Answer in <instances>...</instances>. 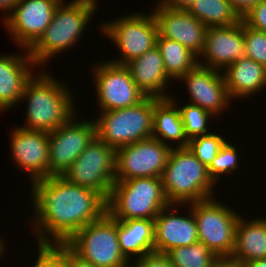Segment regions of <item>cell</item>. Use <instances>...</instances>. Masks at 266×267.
I'll use <instances>...</instances> for the list:
<instances>
[{
  "instance_id": "obj_1",
  "label": "cell",
  "mask_w": 266,
  "mask_h": 267,
  "mask_svg": "<svg viewBox=\"0 0 266 267\" xmlns=\"http://www.w3.org/2000/svg\"><path fill=\"white\" fill-rule=\"evenodd\" d=\"M31 184V232L37 244H65L78 230L107 212L98 192L51 176Z\"/></svg>"
},
{
  "instance_id": "obj_2",
  "label": "cell",
  "mask_w": 266,
  "mask_h": 267,
  "mask_svg": "<svg viewBox=\"0 0 266 267\" xmlns=\"http://www.w3.org/2000/svg\"><path fill=\"white\" fill-rule=\"evenodd\" d=\"M38 71L27 81L20 98L19 104L27 101V106L26 122L19 127L52 132L74 116L78 106L69 85L44 68Z\"/></svg>"
},
{
  "instance_id": "obj_3",
  "label": "cell",
  "mask_w": 266,
  "mask_h": 267,
  "mask_svg": "<svg viewBox=\"0 0 266 267\" xmlns=\"http://www.w3.org/2000/svg\"><path fill=\"white\" fill-rule=\"evenodd\" d=\"M99 0H71L60 3L53 15L52 21L39 40L28 50L31 59L38 67L50 63L66 50L76 46L84 35L86 28L99 5ZM67 3V4H66ZM76 44V45H75Z\"/></svg>"
},
{
  "instance_id": "obj_4",
  "label": "cell",
  "mask_w": 266,
  "mask_h": 267,
  "mask_svg": "<svg viewBox=\"0 0 266 267\" xmlns=\"http://www.w3.org/2000/svg\"><path fill=\"white\" fill-rule=\"evenodd\" d=\"M170 204L188 205L214 197L217 186L188 147L172 148L162 175Z\"/></svg>"
},
{
  "instance_id": "obj_5",
  "label": "cell",
  "mask_w": 266,
  "mask_h": 267,
  "mask_svg": "<svg viewBox=\"0 0 266 267\" xmlns=\"http://www.w3.org/2000/svg\"><path fill=\"white\" fill-rule=\"evenodd\" d=\"M162 178L116 180L107 199V212L116 220L150 219L169 206Z\"/></svg>"
},
{
  "instance_id": "obj_6",
  "label": "cell",
  "mask_w": 266,
  "mask_h": 267,
  "mask_svg": "<svg viewBox=\"0 0 266 267\" xmlns=\"http://www.w3.org/2000/svg\"><path fill=\"white\" fill-rule=\"evenodd\" d=\"M155 97L146 96L140 103L126 108L102 111L94 118L96 137L110 147L134 144L153 135Z\"/></svg>"
},
{
  "instance_id": "obj_7",
  "label": "cell",
  "mask_w": 266,
  "mask_h": 267,
  "mask_svg": "<svg viewBox=\"0 0 266 267\" xmlns=\"http://www.w3.org/2000/svg\"><path fill=\"white\" fill-rule=\"evenodd\" d=\"M65 245L95 267H131L120 249L117 220L108 212L78 230Z\"/></svg>"
},
{
  "instance_id": "obj_8",
  "label": "cell",
  "mask_w": 266,
  "mask_h": 267,
  "mask_svg": "<svg viewBox=\"0 0 266 267\" xmlns=\"http://www.w3.org/2000/svg\"><path fill=\"white\" fill-rule=\"evenodd\" d=\"M100 34L110 39L118 49V58L109 62L126 65L156 46L158 26L153 13L130 12L100 24Z\"/></svg>"
},
{
  "instance_id": "obj_9",
  "label": "cell",
  "mask_w": 266,
  "mask_h": 267,
  "mask_svg": "<svg viewBox=\"0 0 266 267\" xmlns=\"http://www.w3.org/2000/svg\"><path fill=\"white\" fill-rule=\"evenodd\" d=\"M199 241L218 258H230L235 246L236 226L240 214L216 197L191 203Z\"/></svg>"
},
{
  "instance_id": "obj_10",
  "label": "cell",
  "mask_w": 266,
  "mask_h": 267,
  "mask_svg": "<svg viewBox=\"0 0 266 267\" xmlns=\"http://www.w3.org/2000/svg\"><path fill=\"white\" fill-rule=\"evenodd\" d=\"M115 175L116 150L95 137L62 177L100 193L107 200L116 182Z\"/></svg>"
},
{
  "instance_id": "obj_11",
  "label": "cell",
  "mask_w": 266,
  "mask_h": 267,
  "mask_svg": "<svg viewBox=\"0 0 266 267\" xmlns=\"http://www.w3.org/2000/svg\"><path fill=\"white\" fill-rule=\"evenodd\" d=\"M92 65V81L100 112L133 106L146 97L125 65H117L105 59Z\"/></svg>"
},
{
  "instance_id": "obj_12",
  "label": "cell",
  "mask_w": 266,
  "mask_h": 267,
  "mask_svg": "<svg viewBox=\"0 0 266 267\" xmlns=\"http://www.w3.org/2000/svg\"><path fill=\"white\" fill-rule=\"evenodd\" d=\"M78 114L56 130L48 132L49 177L62 176L96 137L94 120H77L80 118Z\"/></svg>"
},
{
  "instance_id": "obj_13",
  "label": "cell",
  "mask_w": 266,
  "mask_h": 267,
  "mask_svg": "<svg viewBox=\"0 0 266 267\" xmlns=\"http://www.w3.org/2000/svg\"><path fill=\"white\" fill-rule=\"evenodd\" d=\"M59 4L57 0H18L1 23L15 46L29 50L51 23Z\"/></svg>"
},
{
  "instance_id": "obj_14",
  "label": "cell",
  "mask_w": 266,
  "mask_h": 267,
  "mask_svg": "<svg viewBox=\"0 0 266 267\" xmlns=\"http://www.w3.org/2000/svg\"><path fill=\"white\" fill-rule=\"evenodd\" d=\"M172 147L150 137L116 150V180L161 178Z\"/></svg>"
},
{
  "instance_id": "obj_15",
  "label": "cell",
  "mask_w": 266,
  "mask_h": 267,
  "mask_svg": "<svg viewBox=\"0 0 266 267\" xmlns=\"http://www.w3.org/2000/svg\"><path fill=\"white\" fill-rule=\"evenodd\" d=\"M177 81L186 85L188 103L211 112L217 119L225 110L228 112L231 109L233 101L228 95L222 71L198 64Z\"/></svg>"
},
{
  "instance_id": "obj_16",
  "label": "cell",
  "mask_w": 266,
  "mask_h": 267,
  "mask_svg": "<svg viewBox=\"0 0 266 267\" xmlns=\"http://www.w3.org/2000/svg\"><path fill=\"white\" fill-rule=\"evenodd\" d=\"M10 134V153L15 167L19 168L21 172H25L28 178L30 176L31 183L48 178V132L27 130L17 125Z\"/></svg>"
},
{
  "instance_id": "obj_17",
  "label": "cell",
  "mask_w": 266,
  "mask_h": 267,
  "mask_svg": "<svg viewBox=\"0 0 266 267\" xmlns=\"http://www.w3.org/2000/svg\"><path fill=\"white\" fill-rule=\"evenodd\" d=\"M181 206L184 210L187 209L185 214L178 213L179 210H183ZM198 241L197 225L191 204H170L162 209L154 219L155 253L166 254L175 247L190 246Z\"/></svg>"
},
{
  "instance_id": "obj_18",
  "label": "cell",
  "mask_w": 266,
  "mask_h": 267,
  "mask_svg": "<svg viewBox=\"0 0 266 267\" xmlns=\"http://www.w3.org/2000/svg\"><path fill=\"white\" fill-rule=\"evenodd\" d=\"M153 13L158 26V34L169 40L177 41L199 55L204 50L206 27L188 11L175 10L154 1Z\"/></svg>"
},
{
  "instance_id": "obj_19",
  "label": "cell",
  "mask_w": 266,
  "mask_h": 267,
  "mask_svg": "<svg viewBox=\"0 0 266 267\" xmlns=\"http://www.w3.org/2000/svg\"><path fill=\"white\" fill-rule=\"evenodd\" d=\"M245 56L243 20L230 26L209 27L198 64L223 71ZM202 59V60H201Z\"/></svg>"
},
{
  "instance_id": "obj_20",
  "label": "cell",
  "mask_w": 266,
  "mask_h": 267,
  "mask_svg": "<svg viewBox=\"0 0 266 267\" xmlns=\"http://www.w3.org/2000/svg\"><path fill=\"white\" fill-rule=\"evenodd\" d=\"M37 67L27 49L22 48L18 54L0 55V113L20 106L25 84L40 69Z\"/></svg>"
},
{
  "instance_id": "obj_21",
  "label": "cell",
  "mask_w": 266,
  "mask_h": 267,
  "mask_svg": "<svg viewBox=\"0 0 266 267\" xmlns=\"http://www.w3.org/2000/svg\"><path fill=\"white\" fill-rule=\"evenodd\" d=\"M125 66L130 70L132 79L145 96L170 98L172 95L168 86L173 81L165 72L163 58L157 46L131 60Z\"/></svg>"
},
{
  "instance_id": "obj_22",
  "label": "cell",
  "mask_w": 266,
  "mask_h": 267,
  "mask_svg": "<svg viewBox=\"0 0 266 267\" xmlns=\"http://www.w3.org/2000/svg\"><path fill=\"white\" fill-rule=\"evenodd\" d=\"M222 73L232 101L253 98L266 88V67L246 56L228 65Z\"/></svg>"
},
{
  "instance_id": "obj_23",
  "label": "cell",
  "mask_w": 266,
  "mask_h": 267,
  "mask_svg": "<svg viewBox=\"0 0 266 267\" xmlns=\"http://www.w3.org/2000/svg\"><path fill=\"white\" fill-rule=\"evenodd\" d=\"M251 218L239 217L235 246L229 259L247 264L250 261L266 258V216ZM255 218V219H254Z\"/></svg>"
},
{
  "instance_id": "obj_24",
  "label": "cell",
  "mask_w": 266,
  "mask_h": 267,
  "mask_svg": "<svg viewBox=\"0 0 266 267\" xmlns=\"http://www.w3.org/2000/svg\"><path fill=\"white\" fill-rule=\"evenodd\" d=\"M117 235L121 252L131 263L154 253V220H117Z\"/></svg>"
},
{
  "instance_id": "obj_25",
  "label": "cell",
  "mask_w": 266,
  "mask_h": 267,
  "mask_svg": "<svg viewBox=\"0 0 266 267\" xmlns=\"http://www.w3.org/2000/svg\"><path fill=\"white\" fill-rule=\"evenodd\" d=\"M152 137L172 148L188 145L178 105L171 98L155 97Z\"/></svg>"
},
{
  "instance_id": "obj_26",
  "label": "cell",
  "mask_w": 266,
  "mask_h": 267,
  "mask_svg": "<svg viewBox=\"0 0 266 267\" xmlns=\"http://www.w3.org/2000/svg\"><path fill=\"white\" fill-rule=\"evenodd\" d=\"M156 46L163 58L165 72L173 81H177L198 65V56L177 41L158 34Z\"/></svg>"
},
{
  "instance_id": "obj_27",
  "label": "cell",
  "mask_w": 266,
  "mask_h": 267,
  "mask_svg": "<svg viewBox=\"0 0 266 267\" xmlns=\"http://www.w3.org/2000/svg\"><path fill=\"white\" fill-rule=\"evenodd\" d=\"M188 12L208 28L230 26L242 20L229 0H194Z\"/></svg>"
},
{
  "instance_id": "obj_28",
  "label": "cell",
  "mask_w": 266,
  "mask_h": 267,
  "mask_svg": "<svg viewBox=\"0 0 266 267\" xmlns=\"http://www.w3.org/2000/svg\"><path fill=\"white\" fill-rule=\"evenodd\" d=\"M174 267H214L220 259L203 242L179 246L165 254Z\"/></svg>"
},
{
  "instance_id": "obj_29",
  "label": "cell",
  "mask_w": 266,
  "mask_h": 267,
  "mask_svg": "<svg viewBox=\"0 0 266 267\" xmlns=\"http://www.w3.org/2000/svg\"><path fill=\"white\" fill-rule=\"evenodd\" d=\"M170 98L178 105L185 136L188 140L212 132L209 129V123L212 122V120L215 121V119H213L215 116L211 112L200 108L198 105L190 104L188 101L187 104L180 105L181 103H178L180 101L177 100L181 98H176L175 94H172Z\"/></svg>"
},
{
  "instance_id": "obj_30",
  "label": "cell",
  "mask_w": 266,
  "mask_h": 267,
  "mask_svg": "<svg viewBox=\"0 0 266 267\" xmlns=\"http://www.w3.org/2000/svg\"><path fill=\"white\" fill-rule=\"evenodd\" d=\"M228 141V139L221 146L220 151L215 156L211 164L207 167L208 174L213 182L219 185L218 181L222 176L233 175L235 171L240 170L241 159L239 158L240 153L233 143Z\"/></svg>"
},
{
  "instance_id": "obj_31",
  "label": "cell",
  "mask_w": 266,
  "mask_h": 267,
  "mask_svg": "<svg viewBox=\"0 0 266 267\" xmlns=\"http://www.w3.org/2000/svg\"><path fill=\"white\" fill-rule=\"evenodd\" d=\"M226 140L225 136L223 138V136L216 133V131H212L211 133L191 138L188 141L187 147L206 167H208Z\"/></svg>"
},
{
  "instance_id": "obj_32",
  "label": "cell",
  "mask_w": 266,
  "mask_h": 267,
  "mask_svg": "<svg viewBox=\"0 0 266 267\" xmlns=\"http://www.w3.org/2000/svg\"><path fill=\"white\" fill-rule=\"evenodd\" d=\"M245 56L266 67V32L248 27L243 22Z\"/></svg>"
},
{
  "instance_id": "obj_33",
  "label": "cell",
  "mask_w": 266,
  "mask_h": 267,
  "mask_svg": "<svg viewBox=\"0 0 266 267\" xmlns=\"http://www.w3.org/2000/svg\"><path fill=\"white\" fill-rule=\"evenodd\" d=\"M36 245V261L31 267H65V244Z\"/></svg>"
},
{
  "instance_id": "obj_34",
  "label": "cell",
  "mask_w": 266,
  "mask_h": 267,
  "mask_svg": "<svg viewBox=\"0 0 266 267\" xmlns=\"http://www.w3.org/2000/svg\"><path fill=\"white\" fill-rule=\"evenodd\" d=\"M242 20L248 27L266 32V0L253 6Z\"/></svg>"
},
{
  "instance_id": "obj_35",
  "label": "cell",
  "mask_w": 266,
  "mask_h": 267,
  "mask_svg": "<svg viewBox=\"0 0 266 267\" xmlns=\"http://www.w3.org/2000/svg\"><path fill=\"white\" fill-rule=\"evenodd\" d=\"M131 267H174L165 254L150 253L131 263Z\"/></svg>"
},
{
  "instance_id": "obj_36",
  "label": "cell",
  "mask_w": 266,
  "mask_h": 267,
  "mask_svg": "<svg viewBox=\"0 0 266 267\" xmlns=\"http://www.w3.org/2000/svg\"><path fill=\"white\" fill-rule=\"evenodd\" d=\"M65 267H95L77 256L65 245Z\"/></svg>"
},
{
  "instance_id": "obj_37",
  "label": "cell",
  "mask_w": 266,
  "mask_h": 267,
  "mask_svg": "<svg viewBox=\"0 0 266 267\" xmlns=\"http://www.w3.org/2000/svg\"><path fill=\"white\" fill-rule=\"evenodd\" d=\"M265 0H229L234 10L242 18L253 6Z\"/></svg>"
},
{
  "instance_id": "obj_38",
  "label": "cell",
  "mask_w": 266,
  "mask_h": 267,
  "mask_svg": "<svg viewBox=\"0 0 266 267\" xmlns=\"http://www.w3.org/2000/svg\"><path fill=\"white\" fill-rule=\"evenodd\" d=\"M161 5L175 10L188 11L194 3V0H157Z\"/></svg>"
},
{
  "instance_id": "obj_39",
  "label": "cell",
  "mask_w": 266,
  "mask_h": 267,
  "mask_svg": "<svg viewBox=\"0 0 266 267\" xmlns=\"http://www.w3.org/2000/svg\"><path fill=\"white\" fill-rule=\"evenodd\" d=\"M17 1L18 0H0V10H2L1 12L3 13L2 16L5 14L2 19L11 12Z\"/></svg>"
},
{
  "instance_id": "obj_40",
  "label": "cell",
  "mask_w": 266,
  "mask_h": 267,
  "mask_svg": "<svg viewBox=\"0 0 266 267\" xmlns=\"http://www.w3.org/2000/svg\"><path fill=\"white\" fill-rule=\"evenodd\" d=\"M214 267H245L244 264L232 261L229 258L219 259Z\"/></svg>"
},
{
  "instance_id": "obj_41",
  "label": "cell",
  "mask_w": 266,
  "mask_h": 267,
  "mask_svg": "<svg viewBox=\"0 0 266 267\" xmlns=\"http://www.w3.org/2000/svg\"><path fill=\"white\" fill-rule=\"evenodd\" d=\"M245 267H266V258H260L245 264Z\"/></svg>"
},
{
  "instance_id": "obj_42",
  "label": "cell",
  "mask_w": 266,
  "mask_h": 267,
  "mask_svg": "<svg viewBox=\"0 0 266 267\" xmlns=\"http://www.w3.org/2000/svg\"><path fill=\"white\" fill-rule=\"evenodd\" d=\"M6 240H7V238L5 239V242H4V240L2 239V237L0 236V258H1V256H5L4 255V253L6 252V249L5 248H7L6 246H7V244H6ZM3 254V255H2Z\"/></svg>"
},
{
  "instance_id": "obj_43",
  "label": "cell",
  "mask_w": 266,
  "mask_h": 267,
  "mask_svg": "<svg viewBox=\"0 0 266 267\" xmlns=\"http://www.w3.org/2000/svg\"><path fill=\"white\" fill-rule=\"evenodd\" d=\"M58 2H60V3H65V1L64 0H57Z\"/></svg>"
}]
</instances>
